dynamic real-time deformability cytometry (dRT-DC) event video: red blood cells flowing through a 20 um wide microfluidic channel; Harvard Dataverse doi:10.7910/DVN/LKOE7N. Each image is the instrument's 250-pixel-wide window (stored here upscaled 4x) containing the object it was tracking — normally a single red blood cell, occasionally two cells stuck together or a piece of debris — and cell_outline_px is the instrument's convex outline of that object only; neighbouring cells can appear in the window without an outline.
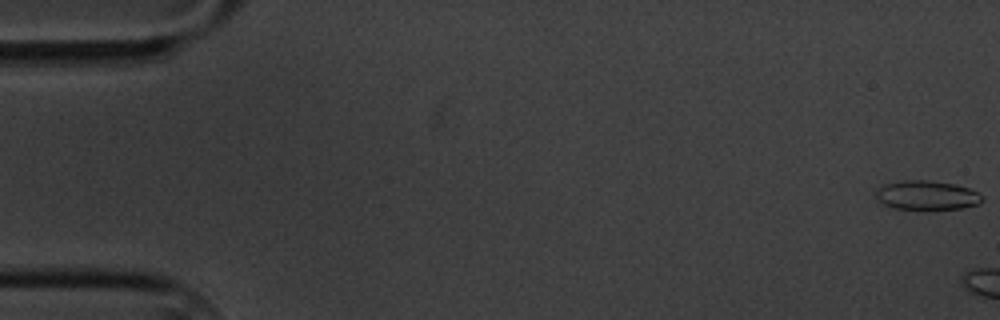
{"species": "common noctule bat (a hibernating species)", "species_latin": "Nyctalus noctula", "temperature_condition": "cold", "stored_images_in_passage": 6, "camera_frame_rate_fps": 3000, "um_per_image_px": 0.085, "animal": {"sex": "male", "body_mass_g": 20.1, "forearm_length_mm": 53.5}, "frame": {"image": 1, "passage_image": 1, "time_ms": 0.0, "image_size_px": [1000, 320], "cell_outline_px": [[984, 200], [980, 204], [960, 208], [928, 212], [892, 208], [880, 204], [876, 200], [876, 188], [884, 184], [900, 180], [928, 180], [956, 184], [968, 188], [984, 196]], "centroid_in_image_um": [78.74, 16.64], "position_along_channel_um": 6.3, "area_um2": 19.13}}